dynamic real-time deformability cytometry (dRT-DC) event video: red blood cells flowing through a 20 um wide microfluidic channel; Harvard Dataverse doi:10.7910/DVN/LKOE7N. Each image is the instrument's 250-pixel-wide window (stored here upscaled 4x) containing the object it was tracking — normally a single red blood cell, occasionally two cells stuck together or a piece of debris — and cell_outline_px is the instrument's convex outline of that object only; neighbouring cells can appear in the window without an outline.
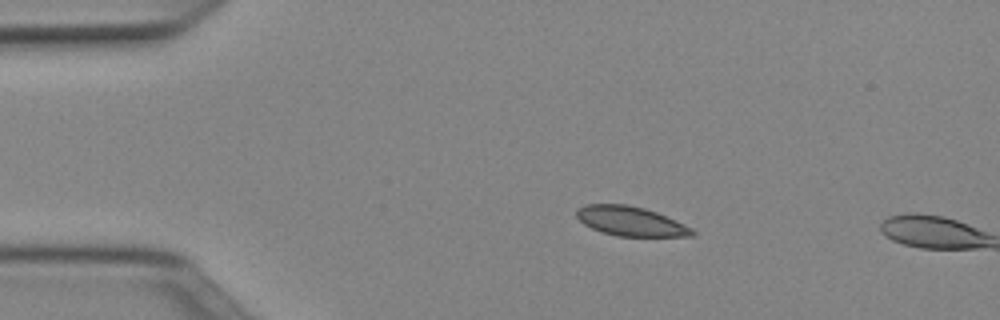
{"species": "Egyptian fruit bat (a non-hibernating species)", "species_latin": "Rousettus aegyptiacus", "temperature_condition": "cold", "stored_images_in_passage": 10, "camera_frame_rate_fps": 3000, "um_per_image_px": 0.085, "animal": {"sex": "female"}, "frame": {"image": 1, "passage_image": 9, "time_ms": 2.667, "image_size_px": [1000, 320], "cell_outline_px": [[696, 232], [692, 236], [616, 236], [592, 228], [584, 224], [576, 216], [576, 208], [584, 204], [628, 204], [644, 208], [656, 212], [684, 224], [692, 228]], "centroid_in_image_um": [53.58, 18.79], "position_along_channel_um": 31.4, "area_um2": 19.77}}